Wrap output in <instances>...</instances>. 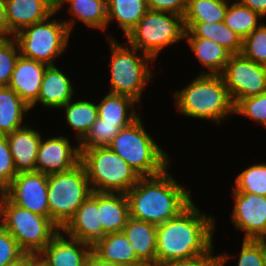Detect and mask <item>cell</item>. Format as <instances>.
Segmentation results:
<instances>
[{"mask_svg":"<svg viewBox=\"0 0 266 266\" xmlns=\"http://www.w3.org/2000/svg\"><path fill=\"white\" fill-rule=\"evenodd\" d=\"M215 221L201 214L192 202L178 216L157 226L156 266L208 253L212 247Z\"/></svg>","mask_w":266,"mask_h":266,"instance_id":"1","label":"cell"},{"mask_svg":"<svg viewBox=\"0 0 266 266\" xmlns=\"http://www.w3.org/2000/svg\"><path fill=\"white\" fill-rule=\"evenodd\" d=\"M190 194L167 169L156 176L140 177L126 193L130 217L158 226L185 210L192 203Z\"/></svg>","mask_w":266,"mask_h":266,"instance_id":"2","label":"cell"},{"mask_svg":"<svg viewBox=\"0 0 266 266\" xmlns=\"http://www.w3.org/2000/svg\"><path fill=\"white\" fill-rule=\"evenodd\" d=\"M177 110L184 116L221 123L235 113V105L221 75L200 74L191 83L174 91Z\"/></svg>","mask_w":266,"mask_h":266,"instance_id":"3","label":"cell"},{"mask_svg":"<svg viewBox=\"0 0 266 266\" xmlns=\"http://www.w3.org/2000/svg\"><path fill=\"white\" fill-rule=\"evenodd\" d=\"M138 118L122 128L108 147L121 156L140 177H151L163 173L169 157L149 136Z\"/></svg>","mask_w":266,"mask_h":266,"instance_id":"4","label":"cell"},{"mask_svg":"<svg viewBox=\"0 0 266 266\" xmlns=\"http://www.w3.org/2000/svg\"><path fill=\"white\" fill-rule=\"evenodd\" d=\"M92 191L127 193L140 176L129 164L108 146L79 148Z\"/></svg>","mask_w":266,"mask_h":266,"instance_id":"5","label":"cell"},{"mask_svg":"<svg viewBox=\"0 0 266 266\" xmlns=\"http://www.w3.org/2000/svg\"><path fill=\"white\" fill-rule=\"evenodd\" d=\"M0 223L25 253L39 254L61 230L50 218L13 204L0 193Z\"/></svg>","mask_w":266,"mask_h":266,"instance_id":"6","label":"cell"},{"mask_svg":"<svg viewBox=\"0 0 266 266\" xmlns=\"http://www.w3.org/2000/svg\"><path fill=\"white\" fill-rule=\"evenodd\" d=\"M92 193L81 163L69 171L48 175L49 218L62 229Z\"/></svg>","mask_w":266,"mask_h":266,"instance_id":"7","label":"cell"},{"mask_svg":"<svg viewBox=\"0 0 266 266\" xmlns=\"http://www.w3.org/2000/svg\"><path fill=\"white\" fill-rule=\"evenodd\" d=\"M108 39L112 53L110 93L126 95L138 102L141 100L145 84L153 76L147 63L154 62V59L147 54L136 55L138 49L117 43L111 35Z\"/></svg>","mask_w":266,"mask_h":266,"instance_id":"8","label":"cell"},{"mask_svg":"<svg viewBox=\"0 0 266 266\" xmlns=\"http://www.w3.org/2000/svg\"><path fill=\"white\" fill-rule=\"evenodd\" d=\"M49 19L25 27L14 35L22 57L48 66L54 65L53 60L66 49L74 25L72 20L57 22Z\"/></svg>","mask_w":266,"mask_h":266,"instance_id":"9","label":"cell"},{"mask_svg":"<svg viewBox=\"0 0 266 266\" xmlns=\"http://www.w3.org/2000/svg\"><path fill=\"white\" fill-rule=\"evenodd\" d=\"M183 16L148 10L126 36L128 44L151 56L155 61L160 51L184 38Z\"/></svg>","mask_w":266,"mask_h":266,"instance_id":"10","label":"cell"},{"mask_svg":"<svg viewBox=\"0 0 266 266\" xmlns=\"http://www.w3.org/2000/svg\"><path fill=\"white\" fill-rule=\"evenodd\" d=\"M220 75L234 105L243 98L266 91L265 66L246 59L242 54L231 55Z\"/></svg>","mask_w":266,"mask_h":266,"instance_id":"11","label":"cell"},{"mask_svg":"<svg viewBox=\"0 0 266 266\" xmlns=\"http://www.w3.org/2000/svg\"><path fill=\"white\" fill-rule=\"evenodd\" d=\"M48 175L41 172L18 173L2 192L13 204L49 218Z\"/></svg>","mask_w":266,"mask_h":266,"instance_id":"12","label":"cell"},{"mask_svg":"<svg viewBox=\"0 0 266 266\" xmlns=\"http://www.w3.org/2000/svg\"><path fill=\"white\" fill-rule=\"evenodd\" d=\"M232 222L245 231L244 240H266V196L239 193L233 189Z\"/></svg>","mask_w":266,"mask_h":266,"instance_id":"13","label":"cell"},{"mask_svg":"<svg viewBox=\"0 0 266 266\" xmlns=\"http://www.w3.org/2000/svg\"><path fill=\"white\" fill-rule=\"evenodd\" d=\"M80 163L79 146L72 148L64 136L41 139L36 156L35 171L52 175L66 172Z\"/></svg>","mask_w":266,"mask_h":266,"instance_id":"14","label":"cell"},{"mask_svg":"<svg viewBox=\"0 0 266 266\" xmlns=\"http://www.w3.org/2000/svg\"><path fill=\"white\" fill-rule=\"evenodd\" d=\"M100 222L99 192L92 191L61 230L68 236L93 246L106 235Z\"/></svg>","mask_w":266,"mask_h":266,"instance_id":"15","label":"cell"},{"mask_svg":"<svg viewBox=\"0 0 266 266\" xmlns=\"http://www.w3.org/2000/svg\"><path fill=\"white\" fill-rule=\"evenodd\" d=\"M61 232L52 238L39 255L48 266H86L92 246L70 236L69 240L65 239Z\"/></svg>","mask_w":266,"mask_h":266,"instance_id":"16","label":"cell"},{"mask_svg":"<svg viewBox=\"0 0 266 266\" xmlns=\"http://www.w3.org/2000/svg\"><path fill=\"white\" fill-rule=\"evenodd\" d=\"M6 20L13 35L55 14V0H5Z\"/></svg>","mask_w":266,"mask_h":266,"instance_id":"17","label":"cell"},{"mask_svg":"<svg viewBox=\"0 0 266 266\" xmlns=\"http://www.w3.org/2000/svg\"><path fill=\"white\" fill-rule=\"evenodd\" d=\"M48 65L22 57H18L8 87L31 108L37 103L44 72Z\"/></svg>","mask_w":266,"mask_h":266,"instance_id":"18","label":"cell"},{"mask_svg":"<svg viewBox=\"0 0 266 266\" xmlns=\"http://www.w3.org/2000/svg\"><path fill=\"white\" fill-rule=\"evenodd\" d=\"M17 173L35 172L41 134L27 125L6 135Z\"/></svg>","mask_w":266,"mask_h":266,"instance_id":"19","label":"cell"},{"mask_svg":"<svg viewBox=\"0 0 266 266\" xmlns=\"http://www.w3.org/2000/svg\"><path fill=\"white\" fill-rule=\"evenodd\" d=\"M122 232L131 243L137 258L145 266H156L157 226L130 217Z\"/></svg>","mask_w":266,"mask_h":266,"instance_id":"20","label":"cell"},{"mask_svg":"<svg viewBox=\"0 0 266 266\" xmlns=\"http://www.w3.org/2000/svg\"><path fill=\"white\" fill-rule=\"evenodd\" d=\"M70 79L55 65L47 66L37 99L44 107L61 108L73 99Z\"/></svg>","mask_w":266,"mask_h":266,"instance_id":"21","label":"cell"},{"mask_svg":"<svg viewBox=\"0 0 266 266\" xmlns=\"http://www.w3.org/2000/svg\"><path fill=\"white\" fill-rule=\"evenodd\" d=\"M99 216L105 234L122 232L130 218L126 194L99 192Z\"/></svg>","mask_w":266,"mask_h":266,"instance_id":"22","label":"cell"},{"mask_svg":"<svg viewBox=\"0 0 266 266\" xmlns=\"http://www.w3.org/2000/svg\"><path fill=\"white\" fill-rule=\"evenodd\" d=\"M92 252L101 260L125 266H145L136 256L123 232L106 234L92 246Z\"/></svg>","mask_w":266,"mask_h":266,"instance_id":"23","label":"cell"},{"mask_svg":"<svg viewBox=\"0 0 266 266\" xmlns=\"http://www.w3.org/2000/svg\"><path fill=\"white\" fill-rule=\"evenodd\" d=\"M135 103L137 101L129 96L109 93L97 105L98 117L103 123L118 124L121 128H126L139 118L133 106Z\"/></svg>","mask_w":266,"mask_h":266,"instance_id":"24","label":"cell"},{"mask_svg":"<svg viewBox=\"0 0 266 266\" xmlns=\"http://www.w3.org/2000/svg\"><path fill=\"white\" fill-rule=\"evenodd\" d=\"M184 38H204L223 46L232 55L241 54L243 39L223 22L196 23L189 31H185Z\"/></svg>","mask_w":266,"mask_h":266,"instance_id":"25","label":"cell"},{"mask_svg":"<svg viewBox=\"0 0 266 266\" xmlns=\"http://www.w3.org/2000/svg\"><path fill=\"white\" fill-rule=\"evenodd\" d=\"M30 107L10 87L0 88V135L6 136L23 128L21 126L25 112Z\"/></svg>","mask_w":266,"mask_h":266,"instance_id":"26","label":"cell"},{"mask_svg":"<svg viewBox=\"0 0 266 266\" xmlns=\"http://www.w3.org/2000/svg\"><path fill=\"white\" fill-rule=\"evenodd\" d=\"M191 50L196 55L199 62L208 69L210 75H220L230 56L232 55L223 46L214 41L204 38H186Z\"/></svg>","mask_w":266,"mask_h":266,"instance_id":"27","label":"cell"},{"mask_svg":"<svg viewBox=\"0 0 266 266\" xmlns=\"http://www.w3.org/2000/svg\"><path fill=\"white\" fill-rule=\"evenodd\" d=\"M70 3L71 16L78 18L90 28L106 30L107 0H55V13L62 4Z\"/></svg>","mask_w":266,"mask_h":266,"instance_id":"28","label":"cell"},{"mask_svg":"<svg viewBox=\"0 0 266 266\" xmlns=\"http://www.w3.org/2000/svg\"><path fill=\"white\" fill-rule=\"evenodd\" d=\"M228 3L226 0H188L183 16L185 31L196 23L223 22Z\"/></svg>","mask_w":266,"mask_h":266,"instance_id":"29","label":"cell"},{"mask_svg":"<svg viewBox=\"0 0 266 266\" xmlns=\"http://www.w3.org/2000/svg\"><path fill=\"white\" fill-rule=\"evenodd\" d=\"M147 11V0H107V24L115 18L126 37Z\"/></svg>","mask_w":266,"mask_h":266,"instance_id":"30","label":"cell"},{"mask_svg":"<svg viewBox=\"0 0 266 266\" xmlns=\"http://www.w3.org/2000/svg\"><path fill=\"white\" fill-rule=\"evenodd\" d=\"M71 102L72 100L62 107H64L66 111L67 123L69 126L77 130V141L79 143L98 118L97 104L87 100Z\"/></svg>","mask_w":266,"mask_h":266,"instance_id":"31","label":"cell"},{"mask_svg":"<svg viewBox=\"0 0 266 266\" xmlns=\"http://www.w3.org/2000/svg\"><path fill=\"white\" fill-rule=\"evenodd\" d=\"M260 18L263 17L259 13L236 1L231 6L228 4L224 23L244 40L261 25L258 23Z\"/></svg>","mask_w":266,"mask_h":266,"instance_id":"32","label":"cell"},{"mask_svg":"<svg viewBox=\"0 0 266 266\" xmlns=\"http://www.w3.org/2000/svg\"><path fill=\"white\" fill-rule=\"evenodd\" d=\"M233 188L239 193L266 196V164L252 165L243 170L235 180Z\"/></svg>","mask_w":266,"mask_h":266,"instance_id":"33","label":"cell"},{"mask_svg":"<svg viewBox=\"0 0 266 266\" xmlns=\"http://www.w3.org/2000/svg\"><path fill=\"white\" fill-rule=\"evenodd\" d=\"M121 129L118 124L103 123L98 117L78 146L79 148L108 146Z\"/></svg>","mask_w":266,"mask_h":266,"instance_id":"34","label":"cell"},{"mask_svg":"<svg viewBox=\"0 0 266 266\" xmlns=\"http://www.w3.org/2000/svg\"><path fill=\"white\" fill-rule=\"evenodd\" d=\"M241 54L257 64H266V24L261 23L243 40Z\"/></svg>","mask_w":266,"mask_h":266,"instance_id":"35","label":"cell"},{"mask_svg":"<svg viewBox=\"0 0 266 266\" xmlns=\"http://www.w3.org/2000/svg\"><path fill=\"white\" fill-rule=\"evenodd\" d=\"M19 56V48L13 37L0 39V88L8 86Z\"/></svg>","mask_w":266,"mask_h":266,"instance_id":"36","label":"cell"},{"mask_svg":"<svg viewBox=\"0 0 266 266\" xmlns=\"http://www.w3.org/2000/svg\"><path fill=\"white\" fill-rule=\"evenodd\" d=\"M248 116L266 127V91L257 96L241 99L235 105V113Z\"/></svg>","mask_w":266,"mask_h":266,"instance_id":"37","label":"cell"},{"mask_svg":"<svg viewBox=\"0 0 266 266\" xmlns=\"http://www.w3.org/2000/svg\"><path fill=\"white\" fill-rule=\"evenodd\" d=\"M237 266H266V240H243Z\"/></svg>","mask_w":266,"mask_h":266,"instance_id":"38","label":"cell"},{"mask_svg":"<svg viewBox=\"0 0 266 266\" xmlns=\"http://www.w3.org/2000/svg\"><path fill=\"white\" fill-rule=\"evenodd\" d=\"M17 174L7 138L0 135V193L11 184Z\"/></svg>","mask_w":266,"mask_h":266,"instance_id":"39","label":"cell"},{"mask_svg":"<svg viewBox=\"0 0 266 266\" xmlns=\"http://www.w3.org/2000/svg\"><path fill=\"white\" fill-rule=\"evenodd\" d=\"M24 254L17 240L0 224V266L8 265Z\"/></svg>","mask_w":266,"mask_h":266,"instance_id":"40","label":"cell"},{"mask_svg":"<svg viewBox=\"0 0 266 266\" xmlns=\"http://www.w3.org/2000/svg\"><path fill=\"white\" fill-rule=\"evenodd\" d=\"M213 248L206 254L190 259L173 260L159 266H224L228 258L227 254L213 256Z\"/></svg>","mask_w":266,"mask_h":266,"instance_id":"41","label":"cell"},{"mask_svg":"<svg viewBox=\"0 0 266 266\" xmlns=\"http://www.w3.org/2000/svg\"><path fill=\"white\" fill-rule=\"evenodd\" d=\"M188 0H147L148 10L170 12L184 16Z\"/></svg>","mask_w":266,"mask_h":266,"instance_id":"42","label":"cell"},{"mask_svg":"<svg viewBox=\"0 0 266 266\" xmlns=\"http://www.w3.org/2000/svg\"><path fill=\"white\" fill-rule=\"evenodd\" d=\"M9 36L14 37L6 20L5 0H0V39H9Z\"/></svg>","mask_w":266,"mask_h":266,"instance_id":"43","label":"cell"},{"mask_svg":"<svg viewBox=\"0 0 266 266\" xmlns=\"http://www.w3.org/2000/svg\"><path fill=\"white\" fill-rule=\"evenodd\" d=\"M239 3L266 17V0H239Z\"/></svg>","mask_w":266,"mask_h":266,"instance_id":"44","label":"cell"},{"mask_svg":"<svg viewBox=\"0 0 266 266\" xmlns=\"http://www.w3.org/2000/svg\"><path fill=\"white\" fill-rule=\"evenodd\" d=\"M86 266H125V265L101 260L93 252H91L88 257Z\"/></svg>","mask_w":266,"mask_h":266,"instance_id":"45","label":"cell"},{"mask_svg":"<svg viewBox=\"0 0 266 266\" xmlns=\"http://www.w3.org/2000/svg\"><path fill=\"white\" fill-rule=\"evenodd\" d=\"M27 266H48L39 254L27 253Z\"/></svg>","mask_w":266,"mask_h":266,"instance_id":"46","label":"cell"},{"mask_svg":"<svg viewBox=\"0 0 266 266\" xmlns=\"http://www.w3.org/2000/svg\"><path fill=\"white\" fill-rule=\"evenodd\" d=\"M6 266H27V253H25L23 256H21L16 261L9 263Z\"/></svg>","mask_w":266,"mask_h":266,"instance_id":"47","label":"cell"}]
</instances>
